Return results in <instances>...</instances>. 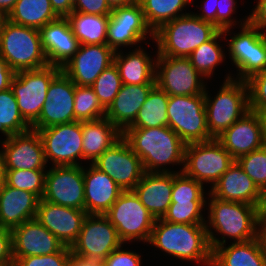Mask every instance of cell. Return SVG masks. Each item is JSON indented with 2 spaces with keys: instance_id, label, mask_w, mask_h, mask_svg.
<instances>
[{
  "instance_id": "6da1fadb",
  "label": "cell",
  "mask_w": 266,
  "mask_h": 266,
  "mask_svg": "<svg viewBox=\"0 0 266 266\" xmlns=\"http://www.w3.org/2000/svg\"><path fill=\"white\" fill-rule=\"evenodd\" d=\"M211 197L208 203V217L206 221L207 236L211 250L226 245V236L234 239V243L246 242L260 236L261 209L251 204L231 202ZM215 232L224 235L220 238Z\"/></svg>"
},
{
  "instance_id": "7a4b0ae2",
  "label": "cell",
  "mask_w": 266,
  "mask_h": 266,
  "mask_svg": "<svg viewBox=\"0 0 266 266\" xmlns=\"http://www.w3.org/2000/svg\"><path fill=\"white\" fill-rule=\"evenodd\" d=\"M122 138L142 160L145 172L180 173L165 167L184 166L186 143L169 126L125 129Z\"/></svg>"
},
{
  "instance_id": "3957f363",
  "label": "cell",
  "mask_w": 266,
  "mask_h": 266,
  "mask_svg": "<svg viewBox=\"0 0 266 266\" xmlns=\"http://www.w3.org/2000/svg\"><path fill=\"white\" fill-rule=\"evenodd\" d=\"M148 243L173 258L202 262L207 266L212 264L206 225L177 224L156 219Z\"/></svg>"
},
{
  "instance_id": "277c9868",
  "label": "cell",
  "mask_w": 266,
  "mask_h": 266,
  "mask_svg": "<svg viewBox=\"0 0 266 266\" xmlns=\"http://www.w3.org/2000/svg\"><path fill=\"white\" fill-rule=\"evenodd\" d=\"M219 29L188 13L162 25L154 32L157 55L189 57L201 44L210 40Z\"/></svg>"
},
{
  "instance_id": "5b68a950",
  "label": "cell",
  "mask_w": 266,
  "mask_h": 266,
  "mask_svg": "<svg viewBox=\"0 0 266 266\" xmlns=\"http://www.w3.org/2000/svg\"><path fill=\"white\" fill-rule=\"evenodd\" d=\"M233 78L231 74L227 75L214 99L205 89L207 127L213 138L220 136L250 110L247 82Z\"/></svg>"
},
{
  "instance_id": "8992f818",
  "label": "cell",
  "mask_w": 266,
  "mask_h": 266,
  "mask_svg": "<svg viewBox=\"0 0 266 266\" xmlns=\"http://www.w3.org/2000/svg\"><path fill=\"white\" fill-rule=\"evenodd\" d=\"M0 56L16 73L48 66L38 29L7 21L0 36Z\"/></svg>"
},
{
  "instance_id": "52a82bcc",
  "label": "cell",
  "mask_w": 266,
  "mask_h": 266,
  "mask_svg": "<svg viewBox=\"0 0 266 266\" xmlns=\"http://www.w3.org/2000/svg\"><path fill=\"white\" fill-rule=\"evenodd\" d=\"M168 126L186 143L214 139L207 127L205 96H169Z\"/></svg>"
},
{
  "instance_id": "ba28073f",
  "label": "cell",
  "mask_w": 266,
  "mask_h": 266,
  "mask_svg": "<svg viewBox=\"0 0 266 266\" xmlns=\"http://www.w3.org/2000/svg\"><path fill=\"white\" fill-rule=\"evenodd\" d=\"M104 215L117 229L123 243L133 240L147 243L156 220L133 190L122 191Z\"/></svg>"
},
{
  "instance_id": "9c48e42d",
  "label": "cell",
  "mask_w": 266,
  "mask_h": 266,
  "mask_svg": "<svg viewBox=\"0 0 266 266\" xmlns=\"http://www.w3.org/2000/svg\"><path fill=\"white\" fill-rule=\"evenodd\" d=\"M234 162L231 154L214 138L186 144L184 166L179 172L202 184L211 183L213 187Z\"/></svg>"
},
{
  "instance_id": "30bf717a",
  "label": "cell",
  "mask_w": 266,
  "mask_h": 266,
  "mask_svg": "<svg viewBox=\"0 0 266 266\" xmlns=\"http://www.w3.org/2000/svg\"><path fill=\"white\" fill-rule=\"evenodd\" d=\"M240 22L241 31L228 40V52L239 71L233 79L247 81L266 69V32L251 25L249 16Z\"/></svg>"
},
{
  "instance_id": "8fae6325",
  "label": "cell",
  "mask_w": 266,
  "mask_h": 266,
  "mask_svg": "<svg viewBox=\"0 0 266 266\" xmlns=\"http://www.w3.org/2000/svg\"><path fill=\"white\" fill-rule=\"evenodd\" d=\"M62 70L48 65L36 70H22L15 73L11 89L23 118L32 125L42 111L48 87L52 79Z\"/></svg>"
},
{
  "instance_id": "7c38bea8",
  "label": "cell",
  "mask_w": 266,
  "mask_h": 266,
  "mask_svg": "<svg viewBox=\"0 0 266 266\" xmlns=\"http://www.w3.org/2000/svg\"><path fill=\"white\" fill-rule=\"evenodd\" d=\"M203 78L188 57H156V86L168 96L204 95L206 86Z\"/></svg>"
},
{
  "instance_id": "4fadbf2b",
  "label": "cell",
  "mask_w": 266,
  "mask_h": 266,
  "mask_svg": "<svg viewBox=\"0 0 266 266\" xmlns=\"http://www.w3.org/2000/svg\"><path fill=\"white\" fill-rule=\"evenodd\" d=\"M33 130L41 137L47 163L50 159L53 166H82L77 162L83 159L81 122L74 121Z\"/></svg>"
},
{
  "instance_id": "5bb4252c",
  "label": "cell",
  "mask_w": 266,
  "mask_h": 266,
  "mask_svg": "<svg viewBox=\"0 0 266 266\" xmlns=\"http://www.w3.org/2000/svg\"><path fill=\"white\" fill-rule=\"evenodd\" d=\"M117 229L105 215L87 214L71 252L103 262L114 250L123 246Z\"/></svg>"
},
{
  "instance_id": "9a60e30c",
  "label": "cell",
  "mask_w": 266,
  "mask_h": 266,
  "mask_svg": "<svg viewBox=\"0 0 266 266\" xmlns=\"http://www.w3.org/2000/svg\"><path fill=\"white\" fill-rule=\"evenodd\" d=\"M84 166H53L46 171L42 199L85 210Z\"/></svg>"
},
{
  "instance_id": "2e32d148",
  "label": "cell",
  "mask_w": 266,
  "mask_h": 266,
  "mask_svg": "<svg viewBox=\"0 0 266 266\" xmlns=\"http://www.w3.org/2000/svg\"><path fill=\"white\" fill-rule=\"evenodd\" d=\"M147 34L154 39V33L148 27L138 1L128 6L112 8L107 25V46L115 52L119 51V47L145 41Z\"/></svg>"
},
{
  "instance_id": "e0dca14e",
  "label": "cell",
  "mask_w": 266,
  "mask_h": 266,
  "mask_svg": "<svg viewBox=\"0 0 266 266\" xmlns=\"http://www.w3.org/2000/svg\"><path fill=\"white\" fill-rule=\"evenodd\" d=\"M92 164L111 177L122 191L133 190L145 173L142 160L123 138Z\"/></svg>"
},
{
  "instance_id": "ac0fdd59",
  "label": "cell",
  "mask_w": 266,
  "mask_h": 266,
  "mask_svg": "<svg viewBox=\"0 0 266 266\" xmlns=\"http://www.w3.org/2000/svg\"><path fill=\"white\" fill-rule=\"evenodd\" d=\"M266 136V115L249 110L216 139L234 160L262 148Z\"/></svg>"
},
{
  "instance_id": "d6986e66",
  "label": "cell",
  "mask_w": 266,
  "mask_h": 266,
  "mask_svg": "<svg viewBox=\"0 0 266 266\" xmlns=\"http://www.w3.org/2000/svg\"><path fill=\"white\" fill-rule=\"evenodd\" d=\"M75 84L61 70L51 81L39 118L31 129L74 122Z\"/></svg>"
},
{
  "instance_id": "ffe728a7",
  "label": "cell",
  "mask_w": 266,
  "mask_h": 266,
  "mask_svg": "<svg viewBox=\"0 0 266 266\" xmlns=\"http://www.w3.org/2000/svg\"><path fill=\"white\" fill-rule=\"evenodd\" d=\"M0 143L5 170H46L44 147L36 130L11 135Z\"/></svg>"
},
{
  "instance_id": "44dd1931",
  "label": "cell",
  "mask_w": 266,
  "mask_h": 266,
  "mask_svg": "<svg viewBox=\"0 0 266 266\" xmlns=\"http://www.w3.org/2000/svg\"><path fill=\"white\" fill-rule=\"evenodd\" d=\"M114 55L115 51L104 44L80 45L62 71L74 84L88 87L114 63Z\"/></svg>"
},
{
  "instance_id": "7402d4cb",
  "label": "cell",
  "mask_w": 266,
  "mask_h": 266,
  "mask_svg": "<svg viewBox=\"0 0 266 266\" xmlns=\"http://www.w3.org/2000/svg\"><path fill=\"white\" fill-rule=\"evenodd\" d=\"M86 216L85 210L40 199L35 218L65 246L71 247L79 236Z\"/></svg>"
},
{
  "instance_id": "603a6c76",
  "label": "cell",
  "mask_w": 266,
  "mask_h": 266,
  "mask_svg": "<svg viewBox=\"0 0 266 266\" xmlns=\"http://www.w3.org/2000/svg\"><path fill=\"white\" fill-rule=\"evenodd\" d=\"M13 257L51 255L65 245L36 218L25 221L11 230Z\"/></svg>"
},
{
  "instance_id": "cb8c5ba5",
  "label": "cell",
  "mask_w": 266,
  "mask_h": 266,
  "mask_svg": "<svg viewBox=\"0 0 266 266\" xmlns=\"http://www.w3.org/2000/svg\"><path fill=\"white\" fill-rule=\"evenodd\" d=\"M215 198L251 204L263 210L266 206V195L235 161L220 179L211 187Z\"/></svg>"
},
{
  "instance_id": "d4e9b609",
  "label": "cell",
  "mask_w": 266,
  "mask_h": 266,
  "mask_svg": "<svg viewBox=\"0 0 266 266\" xmlns=\"http://www.w3.org/2000/svg\"><path fill=\"white\" fill-rule=\"evenodd\" d=\"M41 45L49 65L62 68L80 47L66 17H58L40 30Z\"/></svg>"
},
{
  "instance_id": "484cf974",
  "label": "cell",
  "mask_w": 266,
  "mask_h": 266,
  "mask_svg": "<svg viewBox=\"0 0 266 266\" xmlns=\"http://www.w3.org/2000/svg\"><path fill=\"white\" fill-rule=\"evenodd\" d=\"M172 172H145L133 191L155 219H161L171 204Z\"/></svg>"
},
{
  "instance_id": "4316f807",
  "label": "cell",
  "mask_w": 266,
  "mask_h": 266,
  "mask_svg": "<svg viewBox=\"0 0 266 266\" xmlns=\"http://www.w3.org/2000/svg\"><path fill=\"white\" fill-rule=\"evenodd\" d=\"M83 168L85 211L87 214L104 215L116 202L122 189L106 173L92 163Z\"/></svg>"
},
{
  "instance_id": "83f0119b",
  "label": "cell",
  "mask_w": 266,
  "mask_h": 266,
  "mask_svg": "<svg viewBox=\"0 0 266 266\" xmlns=\"http://www.w3.org/2000/svg\"><path fill=\"white\" fill-rule=\"evenodd\" d=\"M40 198L6 183L0 189V226L12 230L36 217Z\"/></svg>"
},
{
  "instance_id": "f1b7e54d",
  "label": "cell",
  "mask_w": 266,
  "mask_h": 266,
  "mask_svg": "<svg viewBox=\"0 0 266 266\" xmlns=\"http://www.w3.org/2000/svg\"><path fill=\"white\" fill-rule=\"evenodd\" d=\"M155 86L156 84H123L106 109L105 118L123 132L134 122L138 111Z\"/></svg>"
},
{
  "instance_id": "f546056e",
  "label": "cell",
  "mask_w": 266,
  "mask_h": 266,
  "mask_svg": "<svg viewBox=\"0 0 266 266\" xmlns=\"http://www.w3.org/2000/svg\"><path fill=\"white\" fill-rule=\"evenodd\" d=\"M211 266H266V249L261 237L215 247Z\"/></svg>"
},
{
  "instance_id": "4dcf8cb0",
  "label": "cell",
  "mask_w": 266,
  "mask_h": 266,
  "mask_svg": "<svg viewBox=\"0 0 266 266\" xmlns=\"http://www.w3.org/2000/svg\"><path fill=\"white\" fill-rule=\"evenodd\" d=\"M138 47L125 55L123 51L115 52L114 63L118 68L122 84H156V60L152 59L140 46Z\"/></svg>"
},
{
  "instance_id": "1f68e13d",
  "label": "cell",
  "mask_w": 266,
  "mask_h": 266,
  "mask_svg": "<svg viewBox=\"0 0 266 266\" xmlns=\"http://www.w3.org/2000/svg\"><path fill=\"white\" fill-rule=\"evenodd\" d=\"M81 128L83 159L91 163L122 138V132L107 118L81 122Z\"/></svg>"
},
{
  "instance_id": "d6a6232c",
  "label": "cell",
  "mask_w": 266,
  "mask_h": 266,
  "mask_svg": "<svg viewBox=\"0 0 266 266\" xmlns=\"http://www.w3.org/2000/svg\"><path fill=\"white\" fill-rule=\"evenodd\" d=\"M66 18L80 45H107L109 15H92L73 11Z\"/></svg>"
},
{
  "instance_id": "836d02e7",
  "label": "cell",
  "mask_w": 266,
  "mask_h": 266,
  "mask_svg": "<svg viewBox=\"0 0 266 266\" xmlns=\"http://www.w3.org/2000/svg\"><path fill=\"white\" fill-rule=\"evenodd\" d=\"M58 17L50 0H17L8 15V20L18 25L40 30Z\"/></svg>"
},
{
  "instance_id": "e575fe53",
  "label": "cell",
  "mask_w": 266,
  "mask_h": 266,
  "mask_svg": "<svg viewBox=\"0 0 266 266\" xmlns=\"http://www.w3.org/2000/svg\"><path fill=\"white\" fill-rule=\"evenodd\" d=\"M169 96L155 86L142 105L134 122L126 129H144L168 126Z\"/></svg>"
},
{
  "instance_id": "d590c367",
  "label": "cell",
  "mask_w": 266,
  "mask_h": 266,
  "mask_svg": "<svg viewBox=\"0 0 266 266\" xmlns=\"http://www.w3.org/2000/svg\"><path fill=\"white\" fill-rule=\"evenodd\" d=\"M138 2L141 4L148 27L154 33L165 23L188 14L181 11L191 0H138Z\"/></svg>"
},
{
  "instance_id": "8d00e7d4",
  "label": "cell",
  "mask_w": 266,
  "mask_h": 266,
  "mask_svg": "<svg viewBox=\"0 0 266 266\" xmlns=\"http://www.w3.org/2000/svg\"><path fill=\"white\" fill-rule=\"evenodd\" d=\"M223 35H225L223 30H219L210 40L201 44L188 57L192 66L204 79L210 78L213 75L214 68L225 60L224 50L218 40L222 39Z\"/></svg>"
},
{
  "instance_id": "74e56055",
  "label": "cell",
  "mask_w": 266,
  "mask_h": 266,
  "mask_svg": "<svg viewBox=\"0 0 266 266\" xmlns=\"http://www.w3.org/2000/svg\"><path fill=\"white\" fill-rule=\"evenodd\" d=\"M30 129L31 125L21 115L12 89L0 91V132L9 137Z\"/></svg>"
},
{
  "instance_id": "f35d334b",
  "label": "cell",
  "mask_w": 266,
  "mask_h": 266,
  "mask_svg": "<svg viewBox=\"0 0 266 266\" xmlns=\"http://www.w3.org/2000/svg\"><path fill=\"white\" fill-rule=\"evenodd\" d=\"M106 109L101 105L90 86L75 84L74 121L86 122L105 118Z\"/></svg>"
},
{
  "instance_id": "ab89813d",
  "label": "cell",
  "mask_w": 266,
  "mask_h": 266,
  "mask_svg": "<svg viewBox=\"0 0 266 266\" xmlns=\"http://www.w3.org/2000/svg\"><path fill=\"white\" fill-rule=\"evenodd\" d=\"M47 170H6L5 183L19 190H26L42 199Z\"/></svg>"
},
{
  "instance_id": "60d3db41",
  "label": "cell",
  "mask_w": 266,
  "mask_h": 266,
  "mask_svg": "<svg viewBox=\"0 0 266 266\" xmlns=\"http://www.w3.org/2000/svg\"><path fill=\"white\" fill-rule=\"evenodd\" d=\"M120 74L115 63L107 67L90 86L101 105L107 109L122 86Z\"/></svg>"
},
{
  "instance_id": "b9f144b4",
  "label": "cell",
  "mask_w": 266,
  "mask_h": 266,
  "mask_svg": "<svg viewBox=\"0 0 266 266\" xmlns=\"http://www.w3.org/2000/svg\"><path fill=\"white\" fill-rule=\"evenodd\" d=\"M207 202H178L171 203L163 220L177 224L206 225L202 214Z\"/></svg>"
},
{
  "instance_id": "7bdbcfd3",
  "label": "cell",
  "mask_w": 266,
  "mask_h": 266,
  "mask_svg": "<svg viewBox=\"0 0 266 266\" xmlns=\"http://www.w3.org/2000/svg\"><path fill=\"white\" fill-rule=\"evenodd\" d=\"M203 184L183 172L173 173L171 203L206 202Z\"/></svg>"
},
{
  "instance_id": "ee69618b",
  "label": "cell",
  "mask_w": 266,
  "mask_h": 266,
  "mask_svg": "<svg viewBox=\"0 0 266 266\" xmlns=\"http://www.w3.org/2000/svg\"><path fill=\"white\" fill-rule=\"evenodd\" d=\"M235 161L266 195V151L264 148L243 155Z\"/></svg>"
},
{
  "instance_id": "f6af8a7d",
  "label": "cell",
  "mask_w": 266,
  "mask_h": 266,
  "mask_svg": "<svg viewBox=\"0 0 266 266\" xmlns=\"http://www.w3.org/2000/svg\"><path fill=\"white\" fill-rule=\"evenodd\" d=\"M246 82L249 89V109L266 115V69Z\"/></svg>"
},
{
  "instance_id": "bcb514c9",
  "label": "cell",
  "mask_w": 266,
  "mask_h": 266,
  "mask_svg": "<svg viewBox=\"0 0 266 266\" xmlns=\"http://www.w3.org/2000/svg\"><path fill=\"white\" fill-rule=\"evenodd\" d=\"M71 248L65 246L60 252L51 255L14 258L15 266H69Z\"/></svg>"
},
{
  "instance_id": "7dc6e473",
  "label": "cell",
  "mask_w": 266,
  "mask_h": 266,
  "mask_svg": "<svg viewBox=\"0 0 266 266\" xmlns=\"http://www.w3.org/2000/svg\"><path fill=\"white\" fill-rule=\"evenodd\" d=\"M236 0H218L216 11V27L219 30H223L224 36L229 35L230 28L236 25L237 21L232 19L233 13H235ZM235 22V23H234ZM235 24V25H234ZM233 25V26H232Z\"/></svg>"
},
{
  "instance_id": "c3c4849f",
  "label": "cell",
  "mask_w": 266,
  "mask_h": 266,
  "mask_svg": "<svg viewBox=\"0 0 266 266\" xmlns=\"http://www.w3.org/2000/svg\"><path fill=\"white\" fill-rule=\"evenodd\" d=\"M122 248L112 251L102 262L103 266H141L140 254Z\"/></svg>"
},
{
  "instance_id": "681fc988",
  "label": "cell",
  "mask_w": 266,
  "mask_h": 266,
  "mask_svg": "<svg viewBox=\"0 0 266 266\" xmlns=\"http://www.w3.org/2000/svg\"><path fill=\"white\" fill-rule=\"evenodd\" d=\"M73 11L92 15H110L112 8L106 0H75Z\"/></svg>"
},
{
  "instance_id": "f907efd6",
  "label": "cell",
  "mask_w": 266,
  "mask_h": 266,
  "mask_svg": "<svg viewBox=\"0 0 266 266\" xmlns=\"http://www.w3.org/2000/svg\"><path fill=\"white\" fill-rule=\"evenodd\" d=\"M14 265L12 232L0 226V266Z\"/></svg>"
},
{
  "instance_id": "816d5d0a",
  "label": "cell",
  "mask_w": 266,
  "mask_h": 266,
  "mask_svg": "<svg viewBox=\"0 0 266 266\" xmlns=\"http://www.w3.org/2000/svg\"><path fill=\"white\" fill-rule=\"evenodd\" d=\"M249 23L260 30L266 29V0H258L254 10L249 15Z\"/></svg>"
},
{
  "instance_id": "f5cc1de1",
  "label": "cell",
  "mask_w": 266,
  "mask_h": 266,
  "mask_svg": "<svg viewBox=\"0 0 266 266\" xmlns=\"http://www.w3.org/2000/svg\"><path fill=\"white\" fill-rule=\"evenodd\" d=\"M217 1L218 0H205L203 7H201L203 10L202 13L197 14L193 13L203 21L212 23L214 26H216V11H217Z\"/></svg>"
},
{
  "instance_id": "db71d44e",
  "label": "cell",
  "mask_w": 266,
  "mask_h": 266,
  "mask_svg": "<svg viewBox=\"0 0 266 266\" xmlns=\"http://www.w3.org/2000/svg\"><path fill=\"white\" fill-rule=\"evenodd\" d=\"M15 72L9 67L8 63L0 56V91L11 87V81Z\"/></svg>"
},
{
  "instance_id": "11a10c76",
  "label": "cell",
  "mask_w": 266,
  "mask_h": 266,
  "mask_svg": "<svg viewBox=\"0 0 266 266\" xmlns=\"http://www.w3.org/2000/svg\"><path fill=\"white\" fill-rule=\"evenodd\" d=\"M50 2L59 17H67L73 12V0H50Z\"/></svg>"
},
{
  "instance_id": "9f6ffc18",
  "label": "cell",
  "mask_w": 266,
  "mask_h": 266,
  "mask_svg": "<svg viewBox=\"0 0 266 266\" xmlns=\"http://www.w3.org/2000/svg\"><path fill=\"white\" fill-rule=\"evenodd\" d=\"M69 266H103V264L97 259L82 257L71 252Z\"/></svg>"
},
{
  "instance_id": "6f0895ef",
  "label": "cell",
  "mask_w": 266,
  "mask_h": 266,
  "mask_svg": "<svg viewBox=\"0 0 266 266\" xmlns=\"http://www.w3.org/2000/svg\"><path fill=\"white\" fill-rule=\"evenodd\" d=\"M260 237L266 248V207L261 211L260 215Z\"/></svg>"
},
{
  "instance_id": "680465c9",
  "label": "cell",
  "mask_w": 266,
  "mask_h": 266,
  "mask_svg": "<svg viewBox=\"0 0 266 266\" xmlns=\"http://www.w3.org/2000/svg\"><path fill=\"white\" fill-rule=\"evenodd\" d=\"M17 0H0V11L5 12L7 15L13 10Z\"/></svg>"
},
{
  "instance_id": "91938a15",
  "label": "cell",
  "mask_w": 266,
  "mask_h": 266,
  "mask_svg": "<svg viewBox=\"0 0 266 266\" xmlns=\"http://www.w3.org/2000/svg\"><path fill=\"white\" fill-rule=\"evenodd\" d=\"M111 8L128 6L136 3L138 0H106Z\"/></svg>"
},
{
  "instance_id": "94428289",
  "label": "cell",
  "mask_w": 266,
  "mask_h": 266,
  "mask_svg": "<svg viewBox=\"0 0 266 266\" xmlns=\"http://www.w3.org/2000/svg\"><path fill=\"white\" fill-rule=\"evenodd\" d=\"M5 178H6V170L4 167L3 155L0 149V189L5 184Z\"/></svg>"
},
{
  "instance_id": "6125c7cd",
  "label": "cell",
  "mask_w": 266,
  "mask_h": 266,
  "mask_svg": "<svg viewBox=\"0 0 266 266\" xmlns=\"http://www.w3.org/2000/svg\"><path fill=\"white\" fill-rule=\"evenodd\" d=\"M7 21L8 15L5 12L0 11V36Z\"/></svg>"
},
{
  "instance_id": "be15d7a7",
  "label": "cell",
  "mask_w": 266,
  "mask_h": 266,
  "mask_svg": "<svg viewBox=\"0 0 266 266\" xmlns=\"http://www.w3.org/2000/svg\"><path fill=\"white\" fill-rule=\"evenodd\" d=\"M263 148H264V150L266 151V136H265V138H264V141H263V146H262Z\"/></svg>"
}]
</instances>
